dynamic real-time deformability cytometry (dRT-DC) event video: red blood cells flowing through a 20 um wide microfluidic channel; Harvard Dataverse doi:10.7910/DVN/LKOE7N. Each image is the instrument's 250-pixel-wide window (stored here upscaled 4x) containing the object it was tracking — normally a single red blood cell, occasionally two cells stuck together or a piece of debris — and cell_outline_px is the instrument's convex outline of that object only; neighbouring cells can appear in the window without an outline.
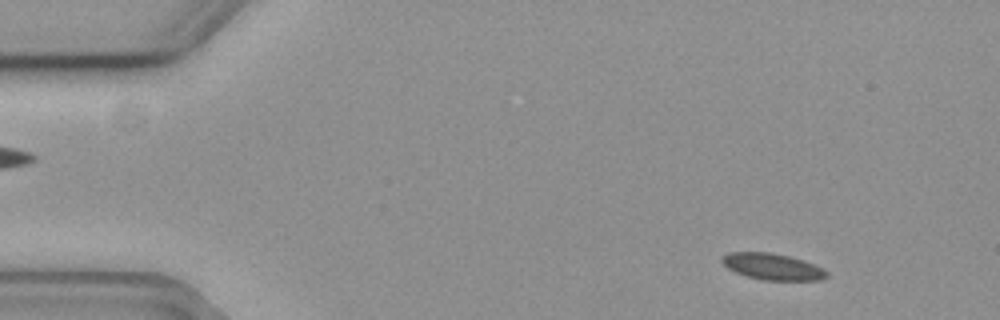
{"species": "common noctule bat (a hibernating species)", "species_latin": "Nyctalus noctula", "temperature_condition": "cold", "stored_images_in_passage": 57, "camera_frame_rate_fps": 3000, "um_per_image_px": 0.085, "animal": {"sex": "female", "body_mass_g": 19.3, "forearm_length_mm": 54.1}, "frame": {"image": 1, "passage_image": 6, "time_ms": 1.667, "image_size_px": [1000, 320], "cell_outline_px": [[828, 276], [820, 280], [764, 280], [748, 276], [736, 272], [728, 268], [720, 260], [720, 256], [728, 252], [772, 252], [804, 260], [824, 268], [828, 272]], "centroid_in_image_um": [65.67, 22.65], "position_along_channel_um": 19.3, "area_um2": 16.18}}
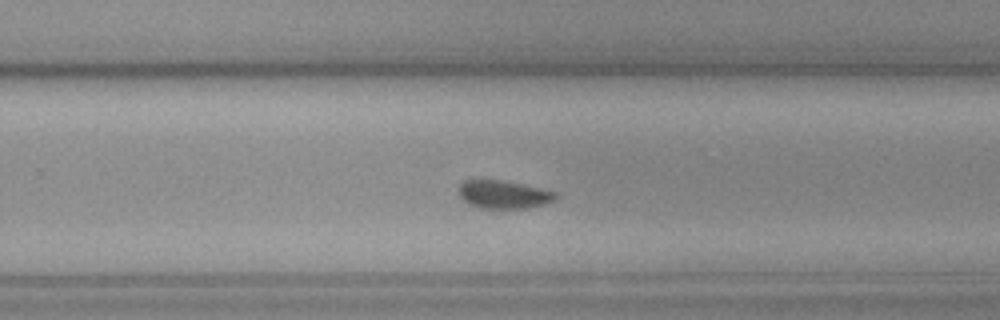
{"frame": {"image": 2, "passage_image": 36, "time_ms": 11.667, "image_size_px": [1000, 320], "cell_outline_px": [[560, 196], [556, 200], [548, 204], [528, 208], [480, 208], [468, 204], [456, 192], [456, 188], [464, 180], [504, 180], [544, 188], [556, 192]], "centroid_in_image_um": [42.85, 16.53], "position_along_channel_um": 287.0, "area_um2": 16.42}}
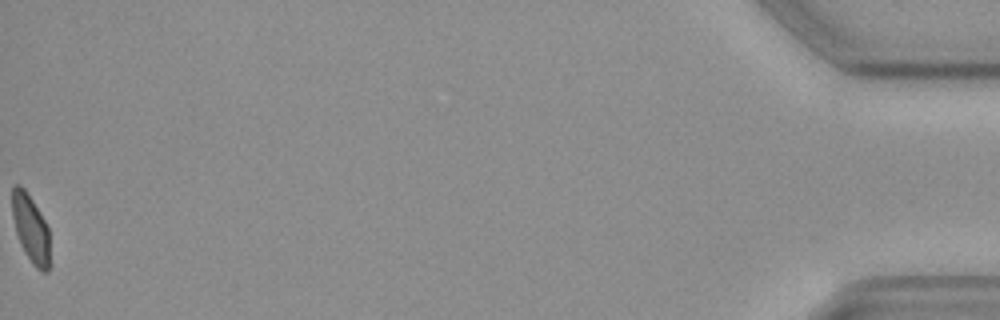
{"frame": {"image": 3, "passage_image": 57, "time_ms": 18.667, "image_size_px": [1000, 320], "cell_outline_px": [[48, 272], [40, 272], [32, 264], [24, 252], [20, 244], [16, 232], [12, 216], [12, 188], [16, 184], [20, 184], [24, 188], [32, 200], [44, 220], [48, 228]], "centroid_in_image_um": [2.58, 19.43], "position_along_channel_um": 432.6, "area_um2": 14.68}}